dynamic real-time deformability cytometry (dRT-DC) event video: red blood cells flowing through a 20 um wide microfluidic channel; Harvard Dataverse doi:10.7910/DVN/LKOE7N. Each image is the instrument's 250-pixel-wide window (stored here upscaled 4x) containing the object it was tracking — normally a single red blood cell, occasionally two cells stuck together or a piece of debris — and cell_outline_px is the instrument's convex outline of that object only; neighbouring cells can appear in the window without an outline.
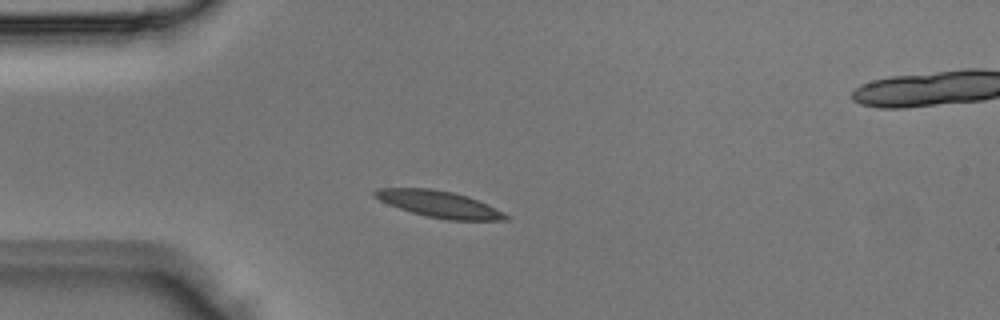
{"species": "Egyptian fruit bat (a non-hibernating species)", "species_latin": "Rousettus aegyptiacus", "temperature_condition": "room temperature", "stored_images_in_passage": 4, "camera_frame_rate_fps": 3000, "um_per_image_px": 0.085, "animal": {"sex": "male"}, "frame": {"image": 1, "passage_image": 3, "time_ms": 0.667, "image_size_px": [1000, 320], "cell_outline_px": [[512, 216], [508, 220], [448, 220], [424, 216], [388, 204], [372, 196], [372, 192], [376, 188], [428, 188], [452, 192], [468, 196], [488, 204]], "centroid_in_image_um": [37.35, 17.35], "position_along_channel_um": 47.6, "area_um2": 20.4}}